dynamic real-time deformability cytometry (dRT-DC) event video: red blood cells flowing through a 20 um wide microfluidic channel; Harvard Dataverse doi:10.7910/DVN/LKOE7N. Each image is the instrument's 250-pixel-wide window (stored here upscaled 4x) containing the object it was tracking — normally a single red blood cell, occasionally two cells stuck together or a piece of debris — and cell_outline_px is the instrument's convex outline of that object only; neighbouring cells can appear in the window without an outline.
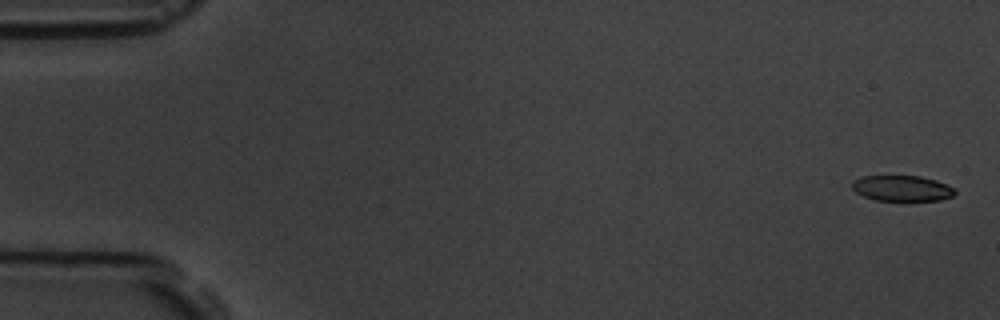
{"species": "common noctule bat (a hibernating species)", "species_latin": "Nyctalus noctula", "temperature_condition": "room temperature", "stored_images_in_passage": 10, "camera_frame_rate_fps": 3000, "um_per_image_px": 0.085, "animal": {"sex": "male", "body_mass_g": 19.5, "forearm_length_mm": 54.6}, "frame": {"image": 1, "passage_image": 1, "time_ms": 0.0, "image_size_px": [1000, 320], "cell_outline_px": [[956, 192], [952, 196], [940, 200], [876, 200], [864, 196], [856, 192], [852, 188], [852, 180], [860, 176], [920, 176], [936, 180], [952, 188]], "centroid_in_image_um": [76.62, 15.99], "position_along_channel_um": 8.4, "area_um2": 15.2}}
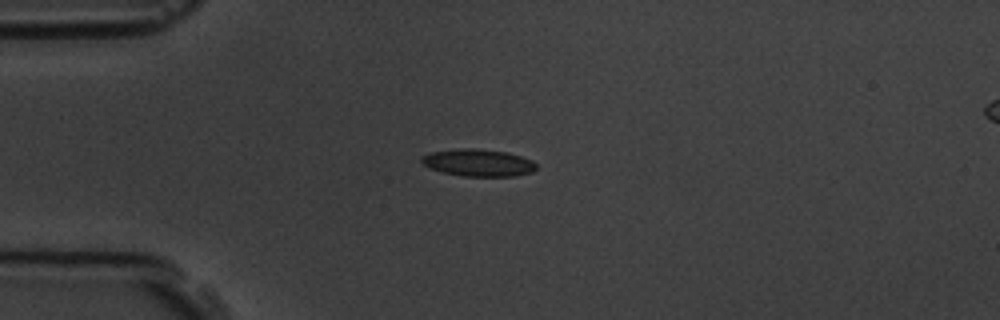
{"frame": {"image": 2, "passage_image": 5, "time_ms": 4.333, "image_size_px": [1000, 320], "cell_outline_px": [[536, 168], [532, 172], [512, 176], [464, 176], [444, 172], [428, 168], [420, 160], [420, 156], [432, 152], [460, 148], [476, 148], [508, 152], [532, 160], [536, 164]], "centroid_in_image_um": [40.64, 13.82], "position_along_channel_um": 44.4, "area_um2": 18.15}}
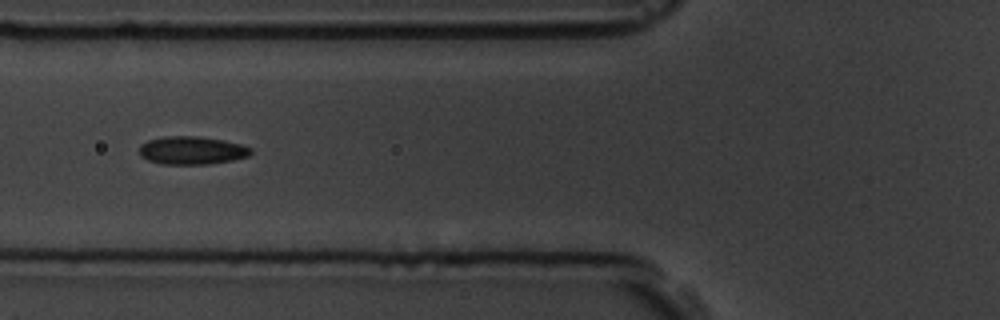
{"frame": {"image": 3, "passage_image": 7, "time_ms": 6.667, "image_size_px": [1000, 320], "cell_outline_px": [[252, 152], [248, 156], [232, 160], [208, 164], [160, 164], [148, 160], [140, 156], [140, 144], [148, 140], [168, 136], [196, 136], [224, 140], [240, 144], [252, 148]], "centroid_in_image_um": [16.3, 12.78], "position_along_channel_um": 109.5, "area_um2": 18.21}}